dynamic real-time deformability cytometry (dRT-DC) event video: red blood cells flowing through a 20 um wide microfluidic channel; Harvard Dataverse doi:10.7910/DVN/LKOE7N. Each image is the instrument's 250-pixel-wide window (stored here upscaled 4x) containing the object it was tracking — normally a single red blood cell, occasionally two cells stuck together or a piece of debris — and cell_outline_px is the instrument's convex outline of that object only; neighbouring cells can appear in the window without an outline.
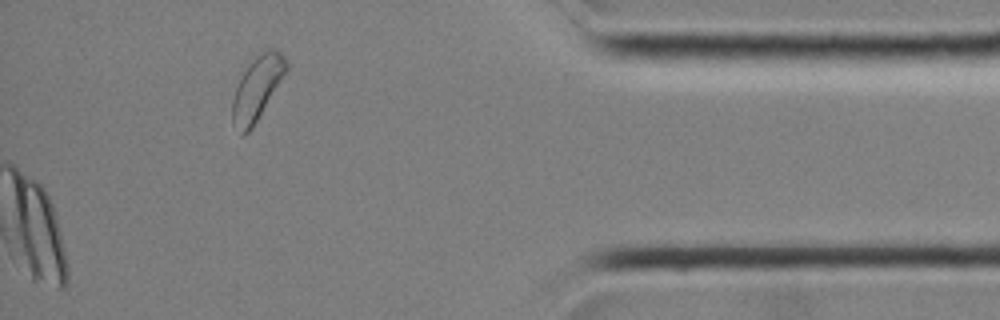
{"species": "common noctule bat (a hibernating species)", "species_latin": "Nyctalus noctula", "temperature_condition": "room temperature", "stored_images_in_passage": 38, "segment_of_instrument_passage": [2, 2], "camera_frame_rate_fps": 3000, "um_per_image_px": 0.085, "animal": {"sex": "female", "body_mass_g": 19.0, "forearm_length_mm": 51.5}, "frame": {"image": 1, "passage_image": 38, "time_ms": 12.333, "image_size_px": [1000, 320], "cell_outline_px": [[288, 68], [252, 128], [244, 136], [240, 136], [232, 124], [232, 100], [236, 88], [244, 72], [252, 60], [256, 56], [268, 48], [272, 48], [280, 52], [284, 56], [288, 64]], "centroid_in_image_um": [21.83, 7.54], "position_along_channel_um": 413.4, "area_um2": 19.65}}